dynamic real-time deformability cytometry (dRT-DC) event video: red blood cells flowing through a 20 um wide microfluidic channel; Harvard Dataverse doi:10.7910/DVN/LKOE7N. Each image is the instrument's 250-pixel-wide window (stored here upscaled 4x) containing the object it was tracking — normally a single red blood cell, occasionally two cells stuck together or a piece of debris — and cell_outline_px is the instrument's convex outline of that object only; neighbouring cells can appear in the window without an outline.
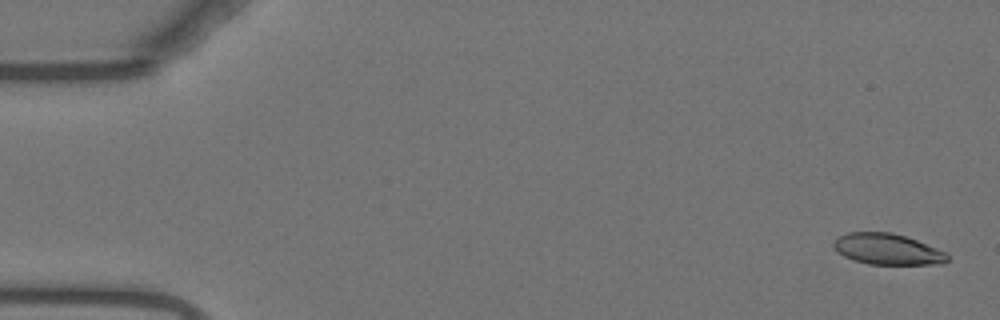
{"species": "Egyptian fruit bat (a non-hibernating species)", "species_latin": "Rousettus aegyptiacus", "temperature_condition": "warm", "stored_images_in_passage": 26, "camera_frame_rate_fps": 3000, "um_per_image_px": 0.085, "animal": {"sex": "female"}, "frame": {"image": 1, "passage_image": 2, "time_ms": 0.333, "image_size_px": [1000, 320], "cell_outline_px": [[948, 260], [944, 264], [868, 264], [844, 256], [832, 244], [840, 236], [848, 232], [892, 232], [916, 240], [948, 252]], "centroid_in_image_um": [75.49, 21.18], "position_along_channel_um": 9.5, "area_um2": 20.35}}
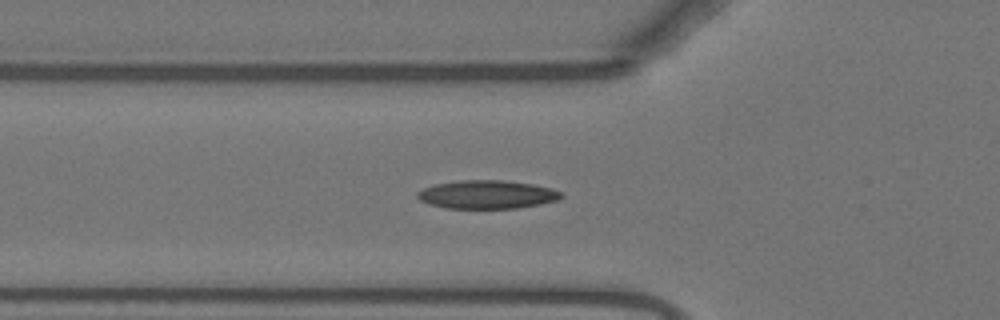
{"frame": {"image": 2, "passage_image": 19, "time_ms": 6.0, "image_size_px": [1000, 320], "cell_outline_px": [[564, 196], [560, 200], [540, 204], [516, 208], [444, 208], [428, 204], [420, 200], [416, 196], [416, 192], [424, 188], [436, 184], [460, 180], [504, 180], [532, 184], [552, 188], [560, 192]], "centroid_in_image_um": [41.4, 16.53], "position_along_channel_um": 84.4, "area_um2": 23.87}}
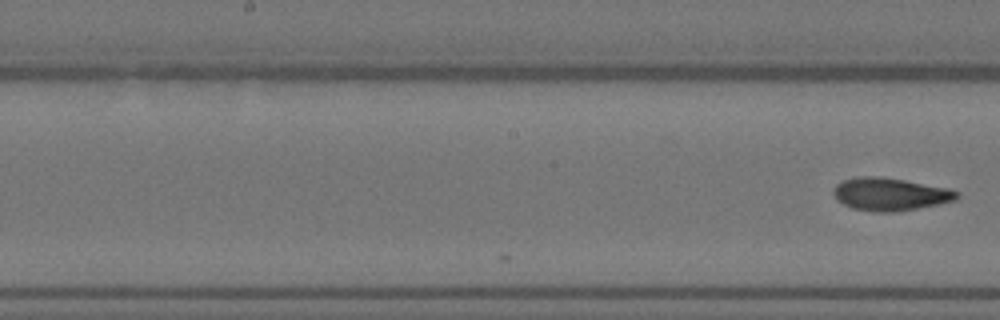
{"frame": {"image": 3, "passage_image": 26, "time_ms": 8.333, "image_size_px": [1000, 320], "cell_outline_px": [[960, 196], [956, 200], [916, 208], [892, 212], [876, 212], [852, 208], [836, 200], [832, 192], [836, 184], [844, 180], [860, 176], [880, 176], [904, 180], [948, 188], [960, 192]], "centroid_in_image_um": [75.64, 16.5], "position_along_channel_um": 172.6, "area_um2": 23.47}}